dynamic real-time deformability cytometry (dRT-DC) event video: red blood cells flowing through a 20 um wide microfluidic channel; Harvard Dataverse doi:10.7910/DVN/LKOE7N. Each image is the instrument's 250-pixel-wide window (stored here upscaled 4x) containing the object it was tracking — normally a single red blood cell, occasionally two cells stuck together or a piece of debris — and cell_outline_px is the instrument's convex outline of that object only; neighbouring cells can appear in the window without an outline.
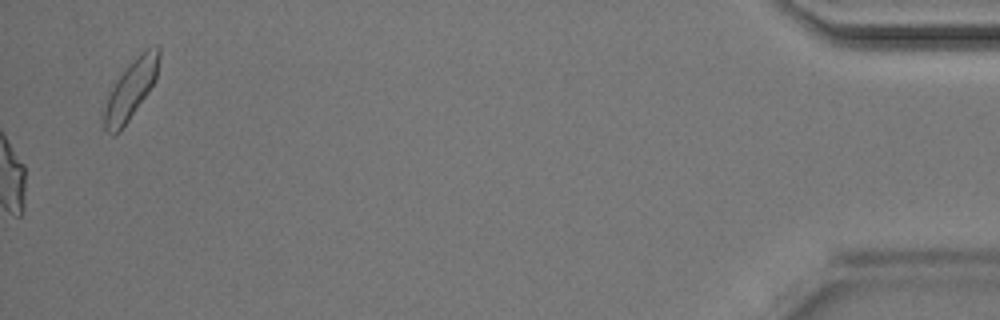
{"species": "Egyptian fruit bat (a non-hibernating species)", "species_latin": "Rousettus aegyptiacus", "temperature_condition": "room temperature", "stored_images_in_passage": 47, "camera_frame_rate_fps": 3000, "um_per_image_px": 0.085, "animal": {"sex": "male"}, "frame": {"image": 1, "passage_image": 47, "time_ms": 15.333, "image_size_px": [1000, 320], "cell_outline_px": [[160, 56], [156, 80], [148, 92], [128, 120], [112, 136], [104, 128], [100, 112], [116, 80], [128, 64], [136, 56], [148, 48], [156, 44], [160, 44]], "centroid_in_image_um": [11.1, 7.57], "position_along_channel_um": 424.1, "area_um2": 18.9}}